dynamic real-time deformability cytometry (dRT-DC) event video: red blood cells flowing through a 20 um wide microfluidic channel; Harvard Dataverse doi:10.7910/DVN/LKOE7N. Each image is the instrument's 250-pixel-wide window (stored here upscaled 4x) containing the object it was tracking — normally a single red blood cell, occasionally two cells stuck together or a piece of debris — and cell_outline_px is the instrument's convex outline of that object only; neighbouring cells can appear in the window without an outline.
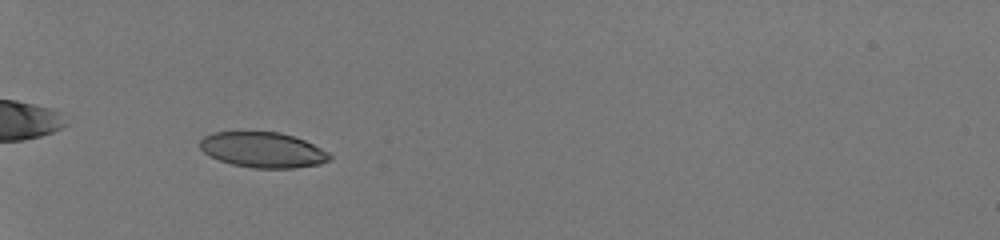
{"species": "human", "species_latin": "Homo sapiens", "temperature_condition": "room temperature", "stored_images_in_passage": 54, "camera_frame_rate_fps": 3000, "um_per_image_px": 0.085, "donor": {"sex": "male"}, "frame": {"image": 1, "passage_image": 22, "time_ms": 7.0, "image_size_px": [1000, 240], "cell_outline_px": [[332, 156], [328, 160], [320, 164], [296, 168], [252, 168], [232, 164], [220, 160], [204, 152], [200, 148], [200, 140], [204, 136], [212, 132], [244, 128], [280, 132], [304, 140], [328, 152]], "centroid_in_image_um": [22.28, 12.68], "position_along_channel_um": 62.7, "area_um2": 27.57}}
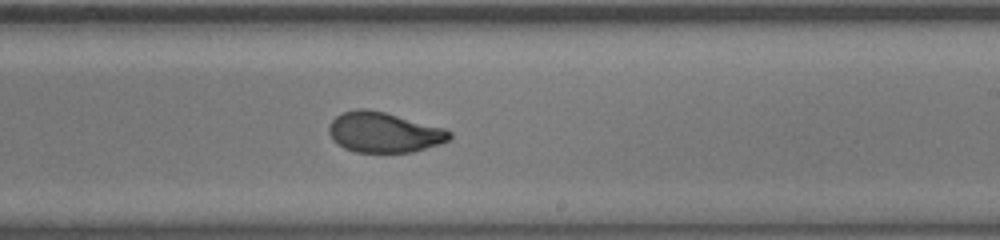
{"frame": {"image": 2, "passage_image": 38, "time_ms": 12.333, "image_size_px": [1000, 240], "cell_outline_px": [[452, 136], [448, 140], [440, 144], [412, 152], [356, 152], [344, 148], [336, 144], [332, 140], [328, 132], [328, 128], [332, 120], [340, 112], [356, 108], [368, 108], [384, 112], [444, 128], [452, 132]], "centroid_in_image_um": [32.59, 11.24], "position_along_channel_um": 256.4, "area_um2": 28.5}}
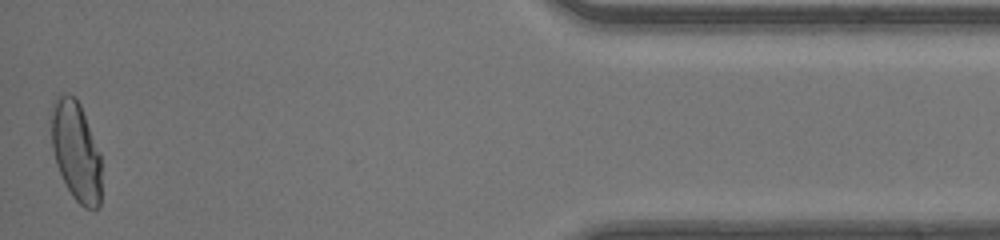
{"frame": {"image": 3, "passage_image": 54, "time_ms": 17.667, "image_size_px": [1000, 240], "cell_outline_px": [[100, 204], [96, 208], [84, 208], [72, 196], [56, 164], [52, 148], [52, 104], [56, 96], [68, 92], [76, 96], [80, 104], [100, 152]], "centroid_in_image_um": [6.46, 12.81], "position_along_channel_um": 428.7, "area_um2": 28.96}, "authors_computed_cell_mechanics": {"area_um2": 28.3798, "velocity_mm_per_s": 4.198, "shape_relaxation_time_tau1_ms": 5.4774, "shape_relaxation_time_tau2_ms": null, "deformation_change_tau1": 0.1917, "deformation_change_tau2": null}}